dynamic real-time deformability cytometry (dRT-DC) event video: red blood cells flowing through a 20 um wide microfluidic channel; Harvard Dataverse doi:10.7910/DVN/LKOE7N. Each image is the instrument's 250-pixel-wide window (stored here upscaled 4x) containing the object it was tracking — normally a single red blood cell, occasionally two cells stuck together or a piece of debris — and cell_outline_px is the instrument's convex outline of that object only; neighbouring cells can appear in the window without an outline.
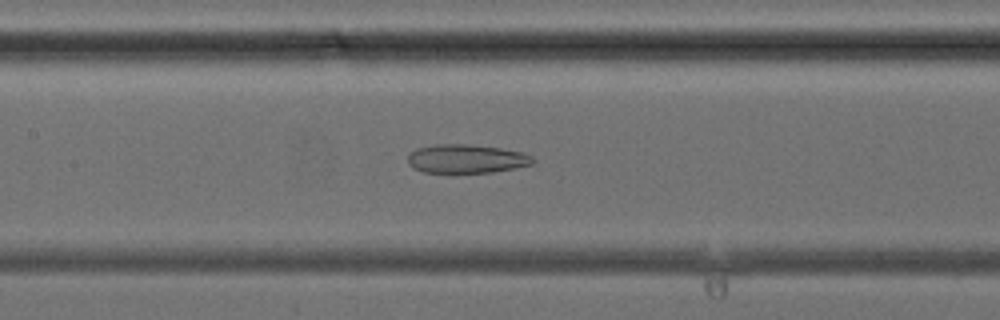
{"species": "common noctule bat (a hibernating species)", "species_latin": "Nyctalus noctula", "temperature_condition": "cold", "stored_images_in_passage": 40, "camera_frame_rate_fps": 3000, "um_per_image_px": 0.085, "animal": {"sex": "female", "body_mass_g": 24.6, "forearm_length_mm": 56.2}, "frame": {"image": 1, "passage_image": 18, "time_ms": 5.667, "image_size_px": [1000, 320], "cell_outline_px": [[536, 160], [532, 164], [516, 168], [492, 172], [424, 172], [412, 168], [408, 164], [408, 156], [416, 148], [436, 144], [468, 144], [500, 148], [524, 152], [532, 156]], "centroid_in_image_um": [39.66, 13.49], "position_along_channel_um": 167.7, "area_um2": 20.98}}
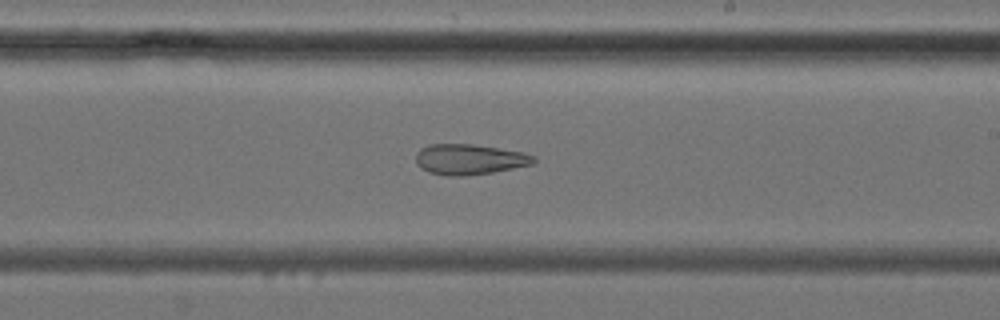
{"frame": {"image": 2, "passage_image": 23, "time_ms": 7.333, "image_size_px": [1000, 320], "cell_outline_px": [[536, 160], [532, 164], [492, 172], [464, 176], [448, 176], [428, 172], [420, 168], [416, 164], [416, 152], [420, 148], [428, 144], [472, 144], [524, 152], [536, 156]], "centroid_in_image_um": [39.87, 13.54], "position_along_channel_um": 249.1, "area_um2": 21.04}}
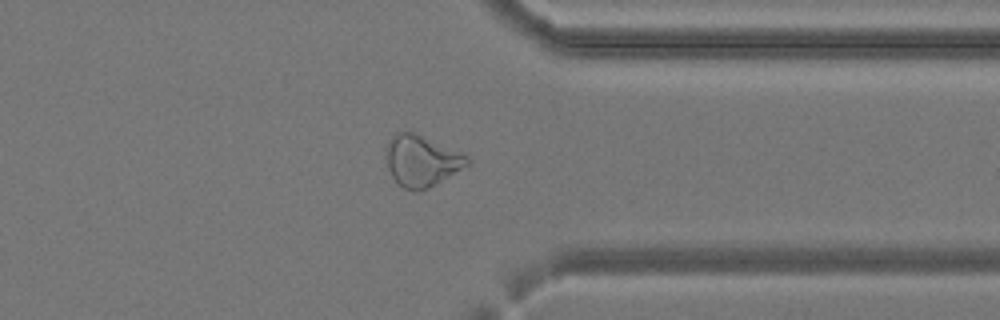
{"frame": {"image": 3, "passage_image": 31, "time_ms": 10.0, "image_size_px": [1000, 320], "cell_outline_px": [[468, 164], [436, 184], [420, 192], [416, 192], [404, 188], [392, 176], [388, 168], [384, 156], [384, 148], [388, 140], [396, 132], [412, 132], [468, 156]], "centroid_in_image_um": [35.75, 13.68], "position_along_channel_um": 375.7, "area_um2": 23.87}}